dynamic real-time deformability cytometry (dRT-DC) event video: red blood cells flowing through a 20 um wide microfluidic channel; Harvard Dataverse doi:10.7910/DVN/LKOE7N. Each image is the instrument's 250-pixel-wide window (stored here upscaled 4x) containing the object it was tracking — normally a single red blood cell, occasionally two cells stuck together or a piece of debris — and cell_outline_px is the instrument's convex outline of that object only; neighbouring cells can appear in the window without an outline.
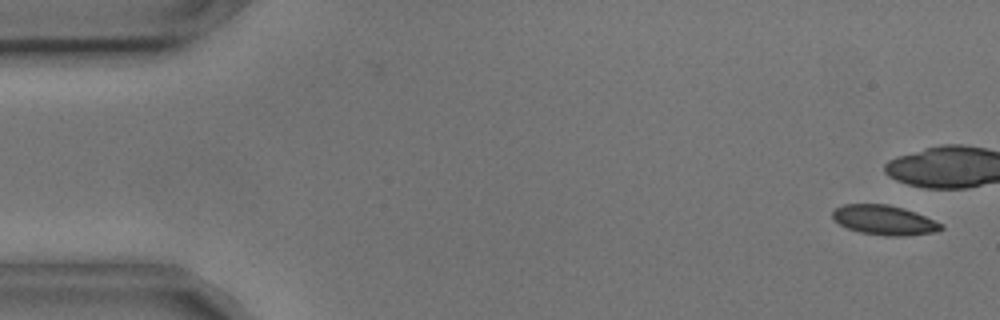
{"species": "common noctule bat (a hibernating species)", "species_latin": "Nyctalus noctula", "temperature_condition": "cold", "stored_images_in_passage": 10, "camera_frame_rate_fps": 3000, "um_per_image_px": 0.085, "animal": {"sex": "male", "body_mass_g": 17.9, "forearm_length_mm": 54.2}, "frame": {"image": 1, "passage_image": 2, "time_ms": 0.333, "image_size_px": [1000, 320], "cell_outline_px": [[944, 228], [932, 232], [904, 236], [884, 236], [860, 232], [848, 228], [832, 220], [832, 212], [836, 208], [844, 204], [888, 204], [904, 208], [944, 224]], "centroid_in_image_um": [75.14, 18.7], "position_along_channel_um": 9.9, "area_um2": 18.73}}